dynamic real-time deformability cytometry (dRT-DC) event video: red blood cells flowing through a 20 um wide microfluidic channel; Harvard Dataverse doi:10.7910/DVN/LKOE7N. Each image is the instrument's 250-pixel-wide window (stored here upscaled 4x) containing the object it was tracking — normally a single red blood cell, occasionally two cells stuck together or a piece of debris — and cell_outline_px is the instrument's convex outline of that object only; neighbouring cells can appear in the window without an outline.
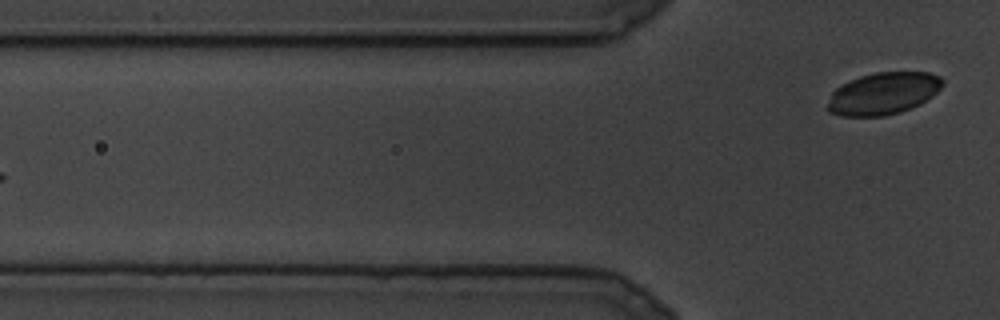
{"species": "common noctule bat (a hibernating species)", "species_latin": "Nyctalus noctula", "temperature_condition": "cold", "stored_images_in_passage": 8, "segment_of_instrument_passage": [2, 2], "camera_frame_rate_fps": 3000, "um_per_image_px": 0.085, "animal": {"sex": "male", "body_mass_g": 19.5, "forearm_length_mm": 54.6}, "frame": {"image": 1, "passage_image": 8, "time_ms": 2.333, "image_size_px": [1000, 320], "cell_outline_px": [[944, 84], [932, 96], [920, 104], [900, 112], [884, 116], [840, 116], [828, 112], [828, 104], [832, 92], [836, 88], [848, 80], [860, 76], [876, 72], [928, 72], [940, 76], [944, 80]], "centroid_in_image_um": [75.08, 7.94], "position_along_channel_um": 50.7, "area_um2": 28.26}}